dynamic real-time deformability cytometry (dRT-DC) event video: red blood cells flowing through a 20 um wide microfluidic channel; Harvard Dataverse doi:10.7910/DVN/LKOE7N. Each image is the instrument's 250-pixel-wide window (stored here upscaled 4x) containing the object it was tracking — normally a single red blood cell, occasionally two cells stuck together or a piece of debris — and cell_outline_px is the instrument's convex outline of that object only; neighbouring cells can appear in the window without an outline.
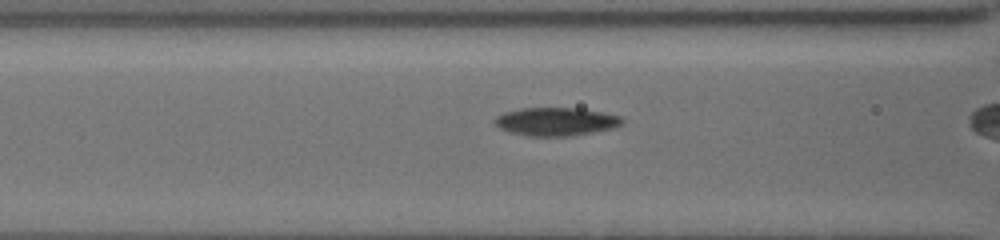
{"species": "common noctule bat (a hibernating species)", "species_latin": "Nyctalus noctula", "temperature_condition": "cold", "stored_images_in_passage": 12, "camera_frame_rate_fps": 3000, "um_per_image_px": 0.085, "animal": {"sex": "female", "body_mass_g": 19.5, "forearm_length_mm": 54.1}, "frame": {"image": 1, "passage_image": 8, "time_ms": 4.667, "image_size_px": [1000, 240], "cell_outline_px": [[624, 124], [612, 128], [572, 136], [532, 136], [508, 132], [500, 128], [492, 120], [496, 116], [504, 112], [520, 108], [580, 108], [604, 112], [620, 116], [624, 120]], "centroid_in_image_um": [47.26, 10.33], "position_along_channel_um": 119.3, "area_um2": 21.1}}
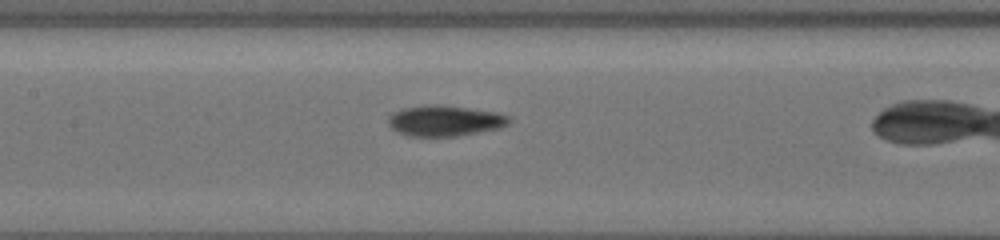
{"frame": {"image": 2, "passage_image": 11, "time_ms": 6.0, "image_size_px": [1000, 240], "cell_outline_px": [[512, 120], [508, 124], [500, 128], [456, 136], [412, 136], [400, 132], [392, 128], [388, 124], [388, 116], [392, 112], [400, 108], [424, 104], [444, 104], [496, 112], [508, 116]], "centroid_in_image_um": [37.79, 10.23], "position_along_channel_um": 169.6, "area_um2": 21.85}}